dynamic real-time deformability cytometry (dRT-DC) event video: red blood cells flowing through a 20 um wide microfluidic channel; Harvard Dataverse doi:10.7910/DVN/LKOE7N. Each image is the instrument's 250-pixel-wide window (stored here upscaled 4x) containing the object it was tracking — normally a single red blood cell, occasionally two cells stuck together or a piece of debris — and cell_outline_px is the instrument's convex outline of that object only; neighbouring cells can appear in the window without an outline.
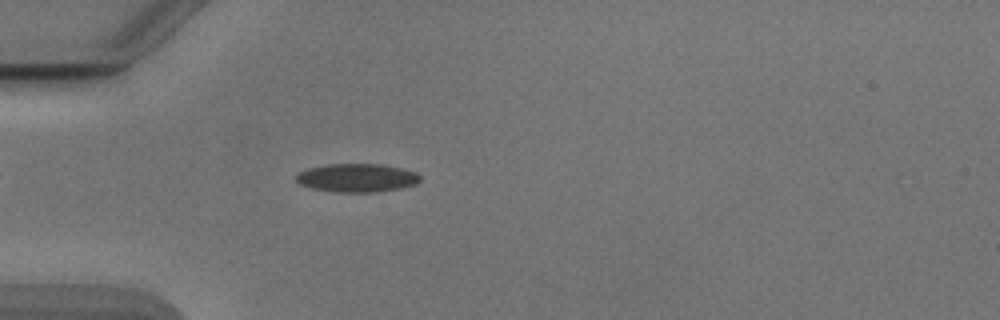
{"species": "Egyptian fruit bat (a non-hibernating species)", "species_latin": "Rousettus aegyptiacus", "temperature_condition": "cold", "stored_images_in_passage": 47, "camera_frame_rate_fps": 3000, "um_per_image_px": 0.085, "animal": {"sex": "male"}, "frame": {"image": 1, "passage_image": 10, "time_ms": 3.0, "image_size_px": [1000, 320], "cell_outline_px": [[420, 180], [416, 184], [400, 188], [376, 192], [336, 192], [312, 188], [300, 184], [296, 180], [296, 176], [300, 172], [308, 168], [328, 164], [384, 164], [416, 172], [420, 176]], "centroid_in_image_um": [30.35, 15.11], "position_along_channel_um": 54.6, "area_um2": 20.46}}
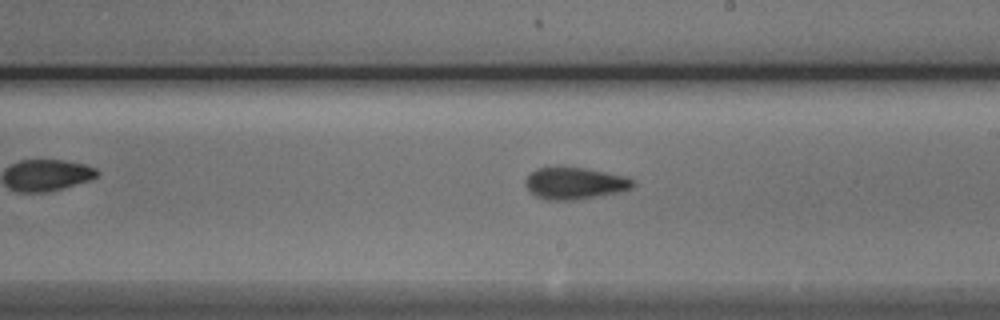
{"frame": {"image": 2, "passage_image": 25, "time_ms": 8.0, "image_size_px": [1000, 320], "cell_outline_px": [[636, 184], [632, 188], [620, 192], [576, 200], [544, 200], [536, 196], [524, 184], [524, 180], [536, 168], [564, 164], [628, 176], [636, 180]], "centroid_in_image_um": [48.88, 15.54], "position_along_channel_um": 240.1, "area_um2": 20.75}}
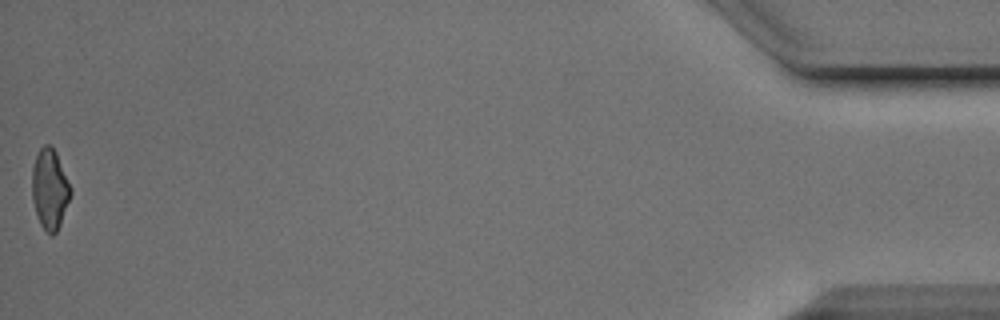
{"frame": {"image": 3, "passage_image": 47, "time_ms": 15.333, "image_size_px": [1000, 320], "cell_outline_px": [[72, 192], [60, 224], [56, 232], [52, 236], [40, 224], [32, 200], [32, 168], [36, 156], [40, 148], [44, 144], [52, 144], [56, 152], [72, 188]], "centroid_in_image_um": [4.23, 16.03], "position_along_channel_um": 431.0, "area_um2": 18.03}, "authors_computed_cell_mechanics": {"area_um2": 19.074, "velocity_mm_per_s": 3.9022, "shape_relaxation_time_tau1_ms": 4.4243, "shape_relaxation_time_tau2_ms": 2.296, "deformation_change_tau1": 0.1493, "deformation_change_tau2": 0.0833}}